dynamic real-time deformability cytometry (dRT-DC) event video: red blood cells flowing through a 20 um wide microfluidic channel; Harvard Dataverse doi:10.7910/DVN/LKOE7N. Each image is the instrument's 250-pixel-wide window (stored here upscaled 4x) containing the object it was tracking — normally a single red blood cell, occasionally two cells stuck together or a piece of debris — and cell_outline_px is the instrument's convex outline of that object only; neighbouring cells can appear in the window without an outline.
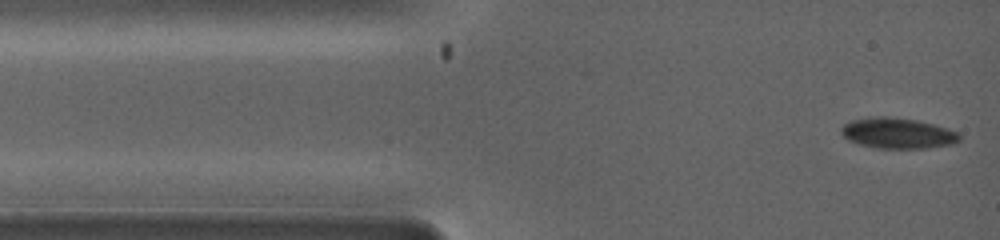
{"species": "common noctule bat (a hibernating species)", "species_latin": "Nyctalus noctula", "temperature_condition": "warm", "stored_images_in_passage": 62, "camera_frame_rate_fps": 5000, "um_per_image_px": 0.085, "animal": {"sex": "female", "body_mass_g": 19.0, "forearm_length_mm": 53.3}, "frame": {"image": 1, "passage_image": 1, "time_ms": 0.0, "image_size_px": [1000, 240], "cell_outline_px": [[960, 140], [952, 144], [928, 148], [876, 148], [860, 144], [848, 140], [840, 132], [840, 128], [844, 124], [852, 120], [868, 116], [888, 116], [916, 120], [948, 128], [956, 132], [960, 136]], "centroid_in_image_um": [76.27, 11.31], "position_along_channel_um": 8.7, "area_um2": 21.15}}
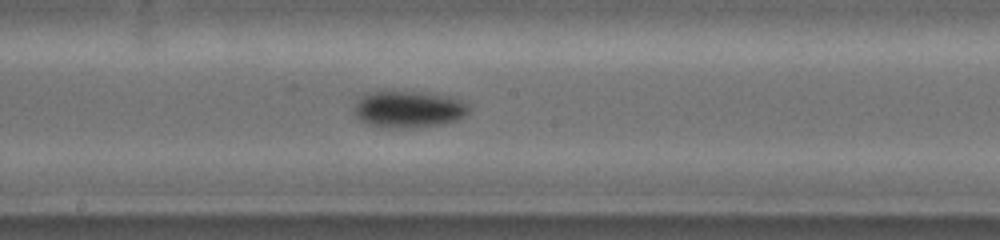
{"frame": {"image": 2, "passage_image": 27, "time_ms": 5.2, "image_size_px": [1000, 240], "cell_outline_px": [[464, 112], [456, 120], [440, 124], [368, 124], [356, 112], [356, 108], [360, 100], [368, 96], [380, 92], [400, 92], [428, 96], [452, 100], [464, 104]], "centroid_in_image_um": [34.67, 9.28], "position_along_channel_um": 213.5, "area_um2": 20.58}}
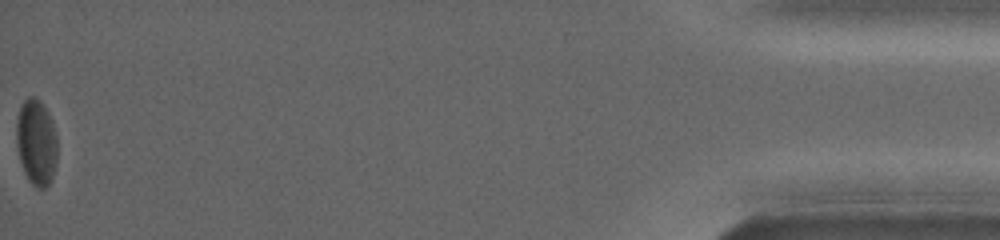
{"frame": {"image": 3, "passage_image": 62, "time_ms": 12.2, "image_size_px": [1000, 240], "cell_outline_px": [[56, 156], [48, 180], [44, 184], [36, 184], [28, 176], [24, 168], [20, 156], [16, 136], [16, 124], [20, 108], [24, 100], [28, 96], [32, 96], [40, 100], [48, 116], [56, 136]], "centroid_in_image_um": [3.05, 11.93], "position_along_channel_um": 432.2, "area_um2": 18.73}}